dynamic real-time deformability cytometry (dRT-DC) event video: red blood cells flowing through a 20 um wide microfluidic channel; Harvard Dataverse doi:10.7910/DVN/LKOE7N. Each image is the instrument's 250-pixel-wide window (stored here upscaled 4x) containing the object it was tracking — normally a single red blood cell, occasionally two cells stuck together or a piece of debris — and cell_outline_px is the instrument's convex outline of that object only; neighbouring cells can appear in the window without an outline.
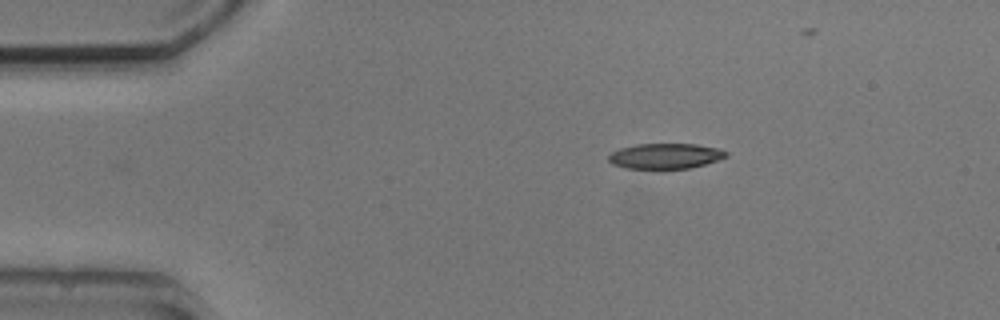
{"species": "common noctule bat (a hibernating species)", "species_latin": "Nyctalus noctula", "temperature_condition": "cold", "stored_images_in_passage": 4, "camera_frame_rate_fps": 3000, "um_per_image_px": 0.085, "animal": {"sex": "male", "body_mass_g": 20.5, "forearm_length_mm": 52.5}, "frame": {"image": 1, "passage_image": 1, "time_ms": 0.0, "image_size_px": [1000, 320], "cell_outline_px": [[728, 156], [704, 164], [688, 168], [656, 172], [624, 168], [612, 164], [608, 160], [608, 156], [612, 152], [620, 148], [636, 144], [696, 144], [720, 148], [728, 152]], "centroid_in_image_um": [56.51, 13.31], "position_along_channel_um": 28.5, "area_um2": 18.21}}
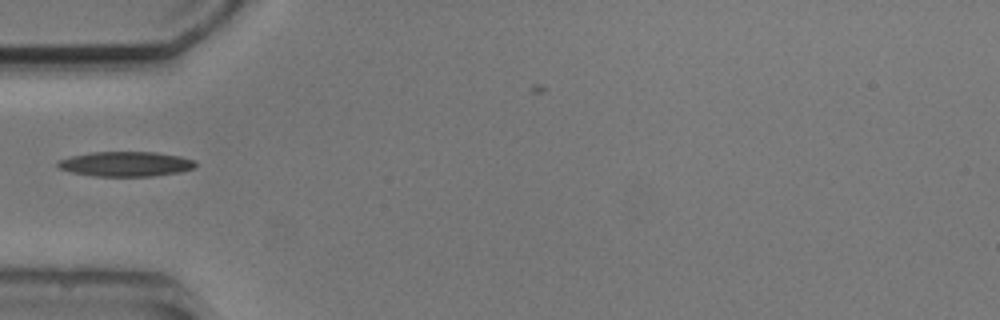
{"frame": {"image": 2, "passage_image": 3, "time_ms": 2.667, "image_size_px": [1000, 320], "cell_outline_px": [[196, 168], [184, 172], [156, 176], [96, 176], [72, 172], [60, 168], [56, 164], [56, 160], [72, 156], [92, 152], [156, 152], [180, 156], [196, 160]], "centroid_in_image_um": [10.76, 13.94], "position_along_channel_um": 74.2, "area_um2": 20.17}}